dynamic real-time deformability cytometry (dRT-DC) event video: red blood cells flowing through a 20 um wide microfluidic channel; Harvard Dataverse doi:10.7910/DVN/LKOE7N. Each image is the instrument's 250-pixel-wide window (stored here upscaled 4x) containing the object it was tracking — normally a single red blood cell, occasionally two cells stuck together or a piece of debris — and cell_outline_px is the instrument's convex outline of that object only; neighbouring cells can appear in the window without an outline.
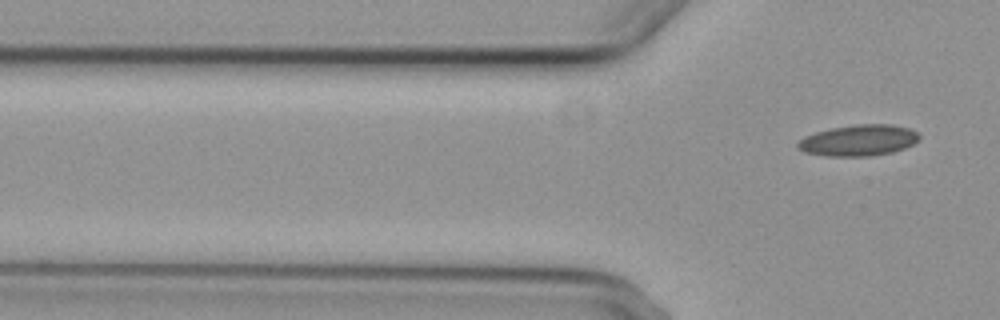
{"species": "common noctule bat (a hibernating species)", "species_latin": "Nyctalus noctula", "temperature_condition": "cold", "stored_images_in_passage": 3, "segment_of_instrument_passage": [2, 2], "camera_frame_rate_fps": 3000, "um_per_image_px": 0.085, "animal": {"sex": "female", "body_mass_g": 29.2, "forearm_length_mm": 56.3}, "frame": {"image": 1, "passage_image": 3, "time_ms": 2.333, "image_size_px": [1000, 320], "cell_outline_px": [[920, 136], [912, 144], [904, 148], [892, 152], [872, 156], [824, 156], [804, 152], [796, 148], [796, 144], [804, 136], [816, 132], [832, 128], [856, 124], [892, 124], [908, 128], [916, 132]], "centroid_in_image_um": [72.94, 11.93], "position_along_channel_um": 52.9, "area_um2": 22.02}}